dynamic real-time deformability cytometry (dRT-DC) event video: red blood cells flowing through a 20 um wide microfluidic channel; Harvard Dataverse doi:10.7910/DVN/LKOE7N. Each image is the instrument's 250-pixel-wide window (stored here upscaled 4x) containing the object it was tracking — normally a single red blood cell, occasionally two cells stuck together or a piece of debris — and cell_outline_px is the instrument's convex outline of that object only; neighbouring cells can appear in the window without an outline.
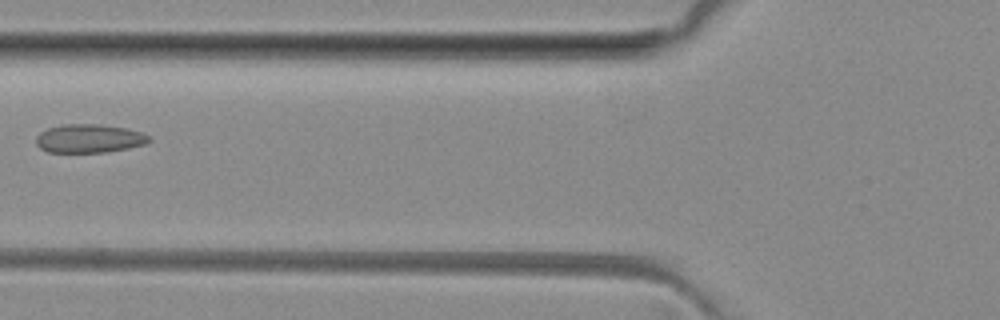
{"species": "common noctule bat (a hibernating species)", "species_latin": "Nyctalus noctula", "temperature_condition": "room temperature", "stored_images_in_passage": 3, "camera_frame_rate_fps": 3000, "um_per_image_px": 0.085, "animal": {"sex": "female", "body_mass_g": 29.2, "forearm_length_mm": 56.3}, "frame": {"image": 1, "passage_image": 2, "time_ms": 1.333, "image_size_px": [1000, 320], "cell_outline_px": [[152, 140], [144, 144], [128, 148], [108, 152], [48, 152], [40, 148], [36, 144], [36, 136], [40, 132], [48, 128], [64, 124], [100, 124], [128, 128], [152, 136]], "centroid_in_image_um": [7.6, 11.77], "position_along_channel_um": 118.2, "area_um2": 18.96}}
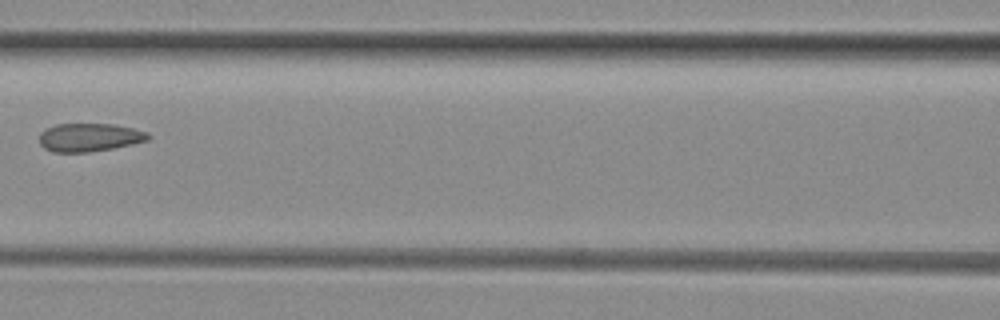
{"frame": {"image": 2, "passage_image": 3, "time_ms": 2.333, "image_size_px": [1000, 320], "cell_outline_px": [[152, 136], [148, 140], [132, 144], [112, 148], [88, 152], [52, 152], [44, 148], [40, 144], [40, 132], [56, 124], [116, 124], [148, 132]], "centroid_in_image_um": [7.61, 11.67], "position_along_channel_um": 159.0, "area_um2": 17.92}}